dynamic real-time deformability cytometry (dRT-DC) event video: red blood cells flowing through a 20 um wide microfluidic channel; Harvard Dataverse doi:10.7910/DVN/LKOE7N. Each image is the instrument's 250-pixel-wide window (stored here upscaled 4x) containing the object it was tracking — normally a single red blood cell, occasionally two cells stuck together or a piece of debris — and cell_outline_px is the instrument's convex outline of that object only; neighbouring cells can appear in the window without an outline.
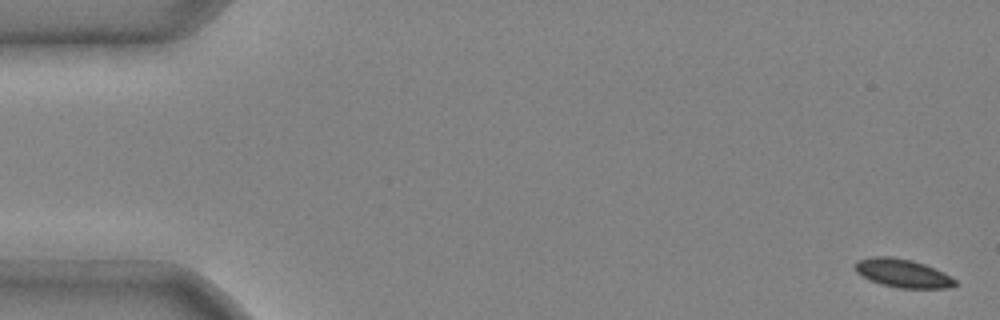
{"species": "common noctule bat (a hibernating species)", "species_latin": "Nyctalus noctula", "temperature_condition": "cold", "stored_images_in_passage": 5, "segment_of_instrument_passage": [2, 2], "camera_frame_rate_fps": 3000, "um_per_image_px": 0.085, "animal": {"sex": "male", "body_mass_g": 20.4}, "frame": {"image": 1, "passage_image": 5, "time_ms": 1.333, "image_size_px": [1000, 320], "cell_outline_px": [[960, 284], [948, 288], [900, 288], [880, 284], [868, 280], [856, 272], [856, 260], [872, 256], [888, 256], [912, 260], [924, 264], [944, 272], [956, 280]], "centroid_in_image_um": [76.74, 23.23], "position_along_channel_um": 8.3, "area_um2": 16.7}}